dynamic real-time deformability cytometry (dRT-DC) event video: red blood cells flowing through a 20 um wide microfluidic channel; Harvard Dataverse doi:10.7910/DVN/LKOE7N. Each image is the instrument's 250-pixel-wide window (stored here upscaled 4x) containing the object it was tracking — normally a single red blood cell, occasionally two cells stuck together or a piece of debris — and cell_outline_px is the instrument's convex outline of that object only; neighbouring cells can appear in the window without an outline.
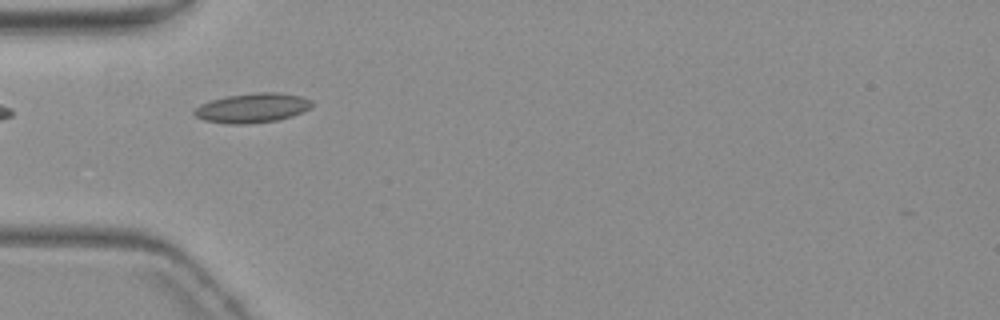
{"species": "common noctule bat (a hibernating species)", "species_latin": "Nyctalus noctula", "temperature_condition": "warm", "stored_images_in_passage": 4, "camera_frame_rate_fps": 3000, "um_per_image_px": 0.085, "animal": {"sex": "female", "body_mass_g": 19.3, "forearm_length_mm": 54.1}, "frame": {"image": 1, "passage_image": 4, "time_ms": 3.667, "image_size_px": [1000, 320], "cell_outline_px": [[312, 108], [292, 116], [276, 120], [244, 124], [228, 124], [204, 120], [196, 116], [192, 112], [200, 104], [212, 100], [228, 96], [256, 92], [276, 92], [300, 96], [312, 100]], "centroid_in_image_um": [21.46, 9.17], "position_along_channel_um": 63.5, "area_um2": 20.11}}